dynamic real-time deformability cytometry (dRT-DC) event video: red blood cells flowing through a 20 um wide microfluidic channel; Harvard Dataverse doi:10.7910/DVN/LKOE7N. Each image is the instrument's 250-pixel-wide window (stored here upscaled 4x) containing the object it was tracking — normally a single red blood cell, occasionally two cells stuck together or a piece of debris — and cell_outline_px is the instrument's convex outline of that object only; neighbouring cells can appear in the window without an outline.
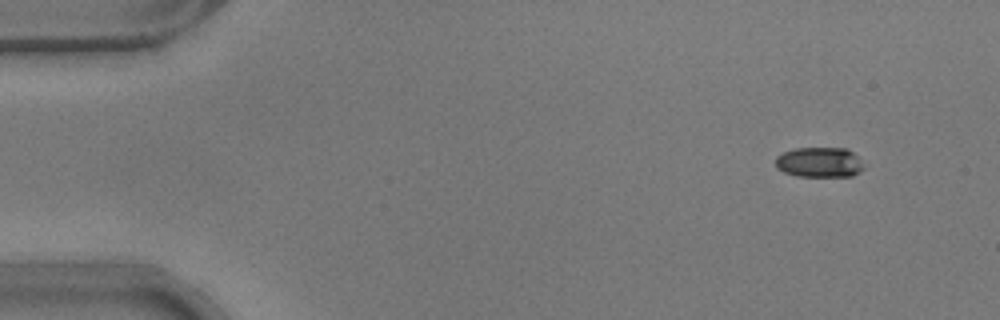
{"species": "common noctule bat (a hibernating species)", "species_latin": "Nyctalus noctula", "temperature_condition": "warm", "stored_images_in_passage": 12, "camera_frame_rate_fps": 3000, "um_per_image_px": 0.085, "animal": {"sex": "male", "body_mass_g": 17.9}, "frame": {"image": 1, "passage_image": 1, "time_ms": 0.0, "image_size_px": [1000, 320], "cell_outline_px": [[864, 168], [860, 172], [852, 176], [796, 176], [784, 172], [776, 168], [776, 156], [784, 152], [796, 148], [844, 148], [852, 152], [856, 156]], "centroid_in_image_um": [69.62, 13.8], "position_along_channel_um": 15.4, "area_um2": 15.37}}
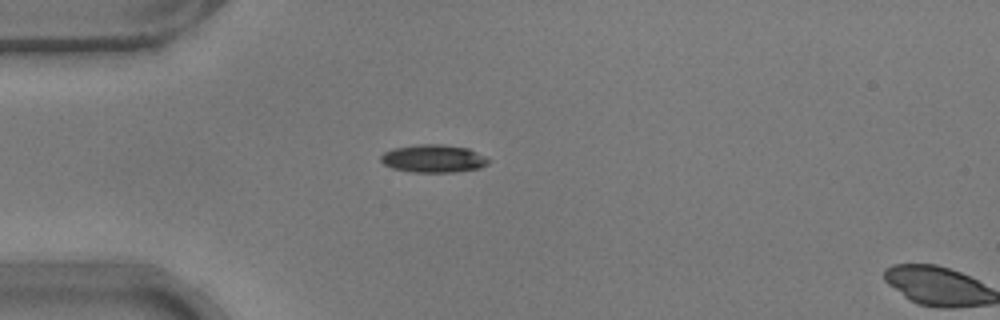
{"frame": {"image": 2, "passage_image": 11, "time_ms": 3.333, "image_size_px": [1000, 320], "cell_outline_px": [[492, 160], [488, 164], [480, 168], [456, 172], [412, 172], [392, 168], [384, 164], [380, 160], [380, 156], [384, 152], [392, 148], [420, 144], [444, 144], [468, 148]], "centroid_in_image_um": [36.85, 13.48], "position_along_channel_um": 48.2, "area_um2": 17.63}}